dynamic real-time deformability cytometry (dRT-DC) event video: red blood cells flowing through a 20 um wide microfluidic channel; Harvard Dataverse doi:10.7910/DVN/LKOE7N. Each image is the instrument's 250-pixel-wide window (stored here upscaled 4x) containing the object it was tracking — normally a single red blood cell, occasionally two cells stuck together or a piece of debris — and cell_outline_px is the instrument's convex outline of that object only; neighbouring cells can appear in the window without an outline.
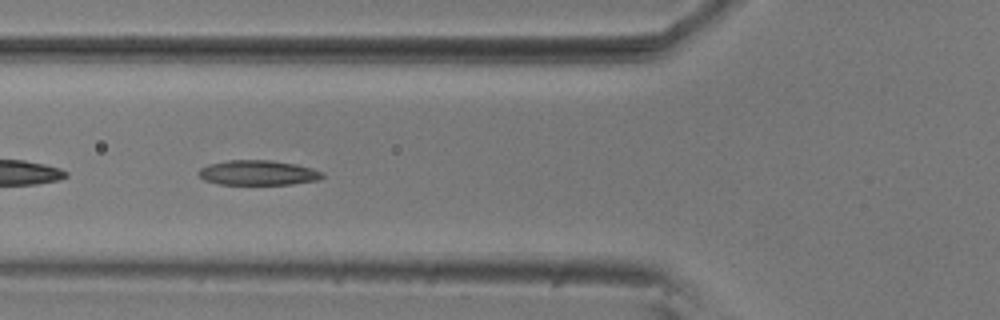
{"species": "common noctule bat (a hibernating species)", "species_latin": "Nyctalus noctula", "temperature_condition": "room temperature", "stored_images_in_passage": 46, "camera_frame_rate_fps": 3000, "um_per_image_px": 0.085, "animal": {"sex": "male", "body_mass_g": 20.5, "forearm_length_mm": 52.5}, "frame": {"image": 1, "passage_image": 11, "time_ms": 3.333, "image_size_px": [1000, 320], "cell_outline_px": [[324, 176], [320, 180], [292, 184], [220, 184], [204, 180], [196, 172], [200, 168], [208, 164], [228, 160], [272, 160], [296, 164], [312, 168], [324, 172]], "centroid_in_image_um": [21.95, 14.68], "position_along_channel_um": 103.9, "area_um2": 18.09}}
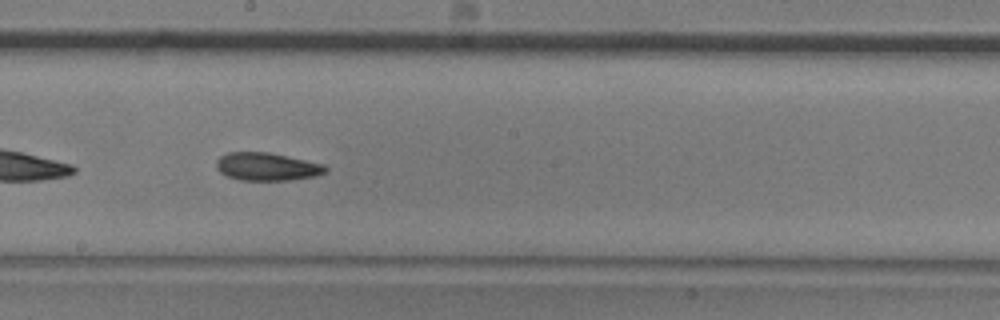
{"frame": {"image": 2, "passage_image": 21, "time_ms": 6.667, "image_size_px": [1000, 320], "cell_outline_px": [[328, 172], [316, 176], [292, 180], [240, 180], [228, 176], [220, 172], [216, 168], [216, 160], [220, 156], [228, 152], [268, 152], [324, 164], [328, 168]], "centroid_in_image_um": [22.71, 14.17], "position_along_channel_um": 225.5, "area_um2": 17.86}}
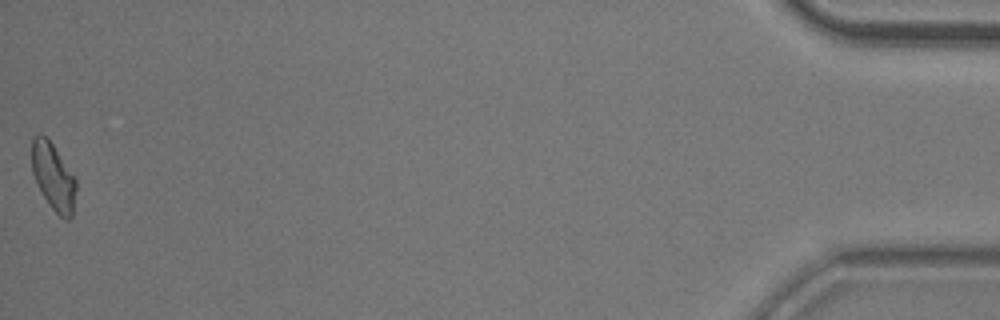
{"frame": {"image": 3, "passage_image": 46, "time_ms": 15.0, "image_size_px": [1000, 320], "cell_outline_px": [[76, 188], [72, 216], [68, 220], [64, 220], [52, 208], [44, 196], [32, 172], [32, 136], [40, 132], [52, 144], [76, 180]], "centroid_in_image_um": [4.52, 15.02], "position_along_channel_um": 430.7, "area_um2": 16.88}, "authors_computed_cell_mechanics": {"area_um2": 17.8313, "velocity_mm_per_s": 3.636, "shape_relaxation_time_tau1_ms": 6.3377, "shape_relaxation_time_tau2_ms": null, "deformation_change_tau1": 0.1458, "deformation_change_tau2": null}}